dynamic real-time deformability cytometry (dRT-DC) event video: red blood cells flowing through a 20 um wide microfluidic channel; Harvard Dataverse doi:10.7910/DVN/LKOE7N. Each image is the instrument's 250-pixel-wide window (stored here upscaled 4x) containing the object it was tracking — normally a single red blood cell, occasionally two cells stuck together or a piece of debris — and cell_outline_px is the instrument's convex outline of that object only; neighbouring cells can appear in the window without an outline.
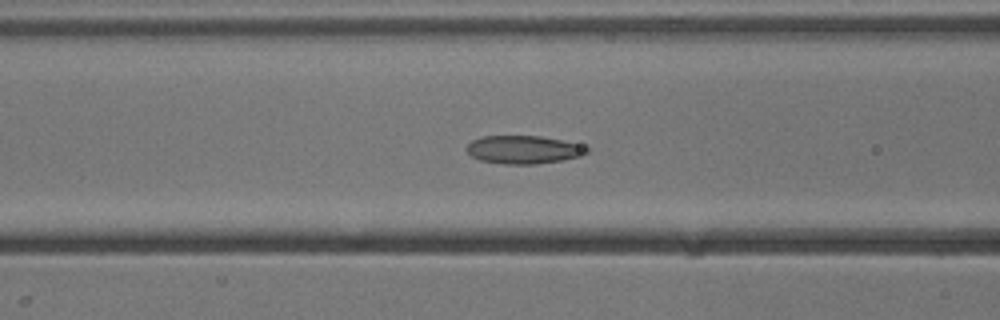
{"species": "common noctule bat (a hibernating species)", "species_latin": "Nyctalus noctula", "temperature_condition": "cold", "stored_images_in_passage": 44, "camera_frame_rate_fps": 3000, "um_per_image_px": 0.085, "animal": {"sex": "male", "body_mass_g": 13.3}, "frame": {"image": 1, "passage_image": 12, "time_ms": 3.667, "image_size_px": [1000, 320], "cell_outline_px": [[588, 152], [580, 156], [560, 160], [536, 164], [504, 164], [480, 160], [472, 156], [464, 148], [472, 140], [484, 136], [540, 136], [560, 140], [576, 144], [588, 148]], "centroid_in_image_um": [44.44, 12.72], "position_along_channel_um": 122.2, "area_um2": 19.42}}
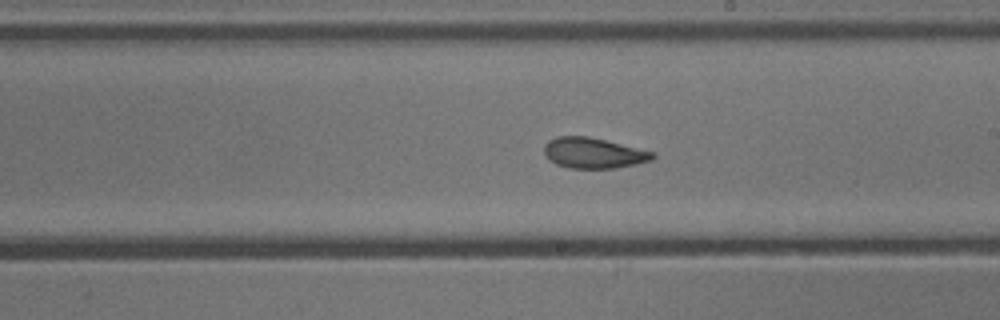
{"frame": {"image": 2, "passage_image": 21, "time_ms": 6.667, "image_size_px": [1000, 320], "cell_outline_px": [[656, 156], [652, 160], [636, 164], [616, 168], [568, 168], [556, 164], [544, 152], [544, 144], [548, 140], [556, 136], [588, 136], [656, 152]], "centroid_in_image_um": [50.47, 13.0], "position_along_channel_um": 238.5, "area_um2": 19.36}}
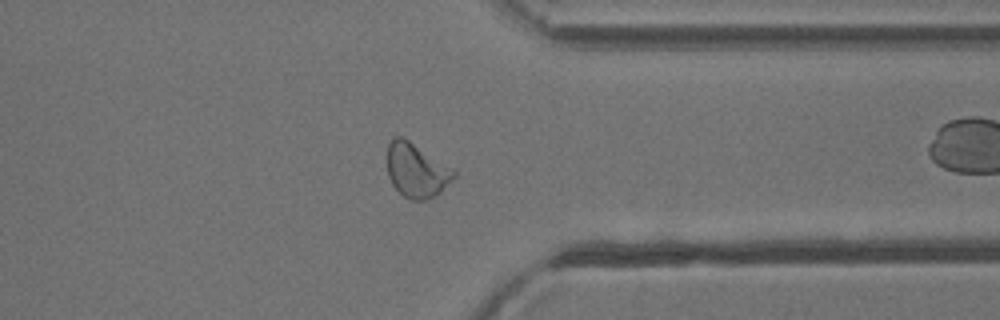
{"frame": {"image": 3, "passage_image": 32, "time_ms": 10.333, "image_size_px": [1000, 320], "cell_outline_px": [[456, 176], [440, 192], [424, 200], [408, 200], [392, 184], [388, 176], [388, 144], [396, 136], [404, 136], [456, 172]], "centroid_in_image_um": [35.37, 14.48], "position_along_channel_um": 376.0, "area_um2": 20.63}, "authors_computed_cell_mechanics": {"area_um2": 20.4612, "velocity_mm_per_s": 3.8671, "shape_relaxation_time_tau1_ms": 10.8561, "shape_relaxation_time_tau2_ms": 2.9519, "deformation_change_tau1": 0.22, "deformation_change_tau2": 0.0753}}